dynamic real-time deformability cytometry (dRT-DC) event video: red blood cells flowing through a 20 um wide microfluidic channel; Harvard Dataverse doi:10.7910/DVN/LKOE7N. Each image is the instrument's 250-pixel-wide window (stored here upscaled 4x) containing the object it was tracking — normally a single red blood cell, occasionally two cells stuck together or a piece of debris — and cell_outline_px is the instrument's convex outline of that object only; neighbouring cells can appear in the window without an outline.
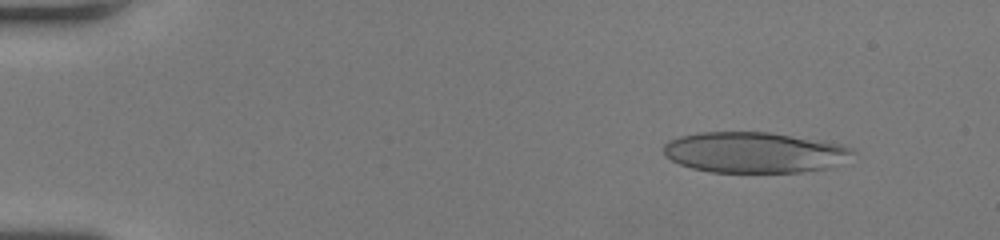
{"species": "human", "species_latin": "Homo sapiens", "temperature_condition": "room temperature", "stored_images_in_passage": 52, "camera_frame_rate_fps": 3000, "um_per_image_px": 0.085, "donor": {"sex": "female"}, "frame": {"image": 1, "passage_image": 6, "time_ms": 1.667, "image_size_px": [1000, 240], "cell_outline_px": [[856, 152], [828, 168], [800, 172], [712, 172], [692, 168], [680, 164], [672, 160], [664, 152], [664, 144], [668, 140], [680, 136], [700, 132], [768, 132], [824, 140], [840, 144], [852, 148]], "centroid_in_image_um": [64.11, 12.94], "position_along_channel_um": 20.9, "area_um2": 44.74}}
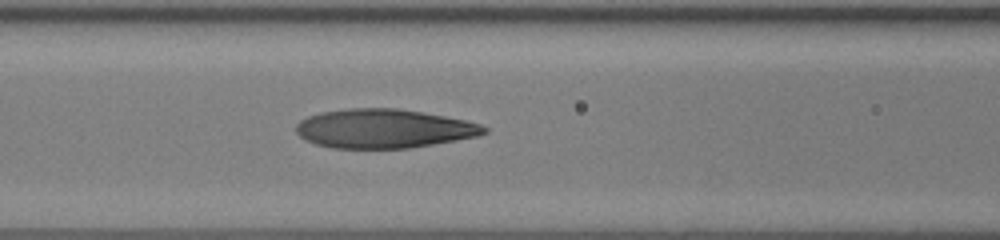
{"frame": {"image": 2, "passage_image": 23, "time_ms": 7.333, "image_size_px": [1000, 240], "cell_outline_px": [[488, 132], [476, 136], [456, 140], [408, 148], [332, 148], [316, 144], [304, 140], [296, 132], [296, 124], [300, 120], [308, 116], [320, 112], [348, 108], [396, 108], [444, 116], [464, 120], [480, 124], [488, 128]], "centroid_in_image_um": [32.58, 10.93], "position_along_channel_um": 134.0, "area_um2": 42.6}}
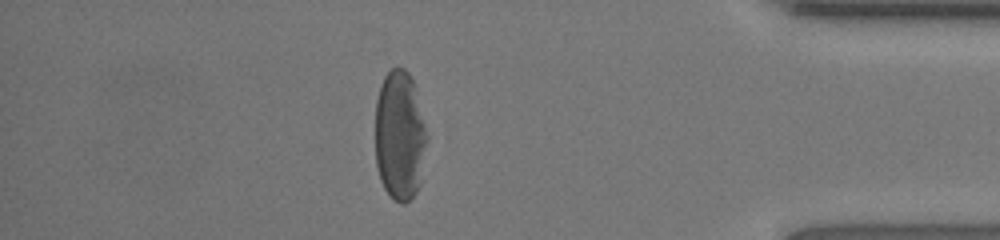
{"frame": {"image": 3, "passage_image": 45, "time_ms": 14.667, "image_size_px": [1000, 240], "cell_outline_px": [[428, 140], [420, 184], [416, 192], [404, 204], [400, 204], [392, 200], [384, 188], [380, 180], [376, 164], [376, 100], [380, 84], [384, 76], [392, 68], [404, 68], [408, 72], [416, 84], [428, 136]], "centroid_in_image_um": [34.0, 11.52], "position_along_channel_um": 401.2, "area_um2": 39.94}}